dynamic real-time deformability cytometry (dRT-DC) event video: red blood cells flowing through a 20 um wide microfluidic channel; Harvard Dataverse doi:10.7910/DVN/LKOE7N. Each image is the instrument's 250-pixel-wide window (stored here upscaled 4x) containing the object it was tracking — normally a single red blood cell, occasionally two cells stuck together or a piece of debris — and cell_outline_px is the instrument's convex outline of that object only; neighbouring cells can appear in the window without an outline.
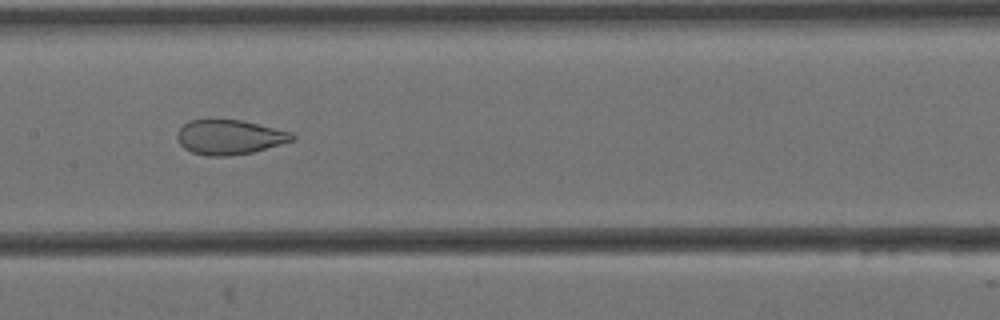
{"species": "Egyptian fruit bat (a non-hibernating species)", "species_latin": "Rousettus aegyptiacus", "temperature_condition": "cold", "stored_images_in_passage": 7, "camera_frame_rate_fps": 3000, "um_per_image_px": 0.085, "animal": {"sex": "female"}, "frame": {"image": 1, "passage_image": 6, "time_ms": 1.667, "image_size_px": [1000, 320], "cell_outline_px": [[296, 140], [252, 152], [228, 156], [208, 156], [192, 152], [184, 148], [180, 144], [176, 136], [176, 132], [188, 120], [208, 116], [244, 120], [292, 132], [296, 136]], "centroid_in_image_um": [19.48, 11.6], "position_along_channel_um": 187.9, "area_um2": 24.16}}
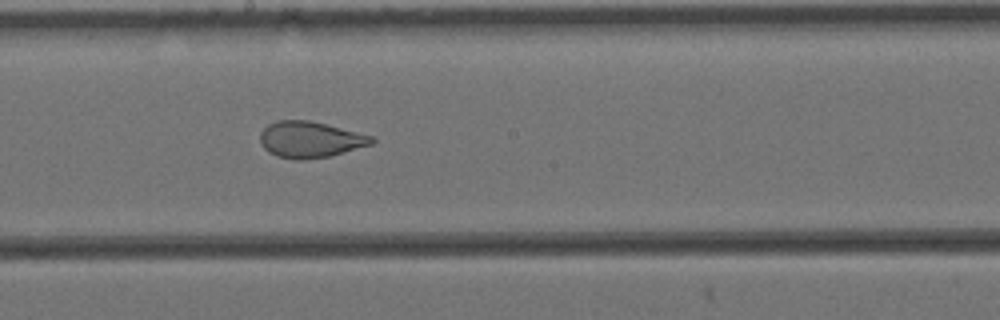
{"frame": {"image": 2, "passage_image": 7, "time_ms": 2.0, "image_size_px": [1000, 320], "cell_outline_px": [[376, 140], [372, 144], [328, 156], [300, 160], [296, 160], [276, 156], [268, 152], [260, 144], [260, 132], [268, 124], [276, 120], [308, 120], [372, 136]], "centroid_in_image_um": [26.3, 11.86], "position_along_channel_um": 221.9, "area_um2": 23.29}}